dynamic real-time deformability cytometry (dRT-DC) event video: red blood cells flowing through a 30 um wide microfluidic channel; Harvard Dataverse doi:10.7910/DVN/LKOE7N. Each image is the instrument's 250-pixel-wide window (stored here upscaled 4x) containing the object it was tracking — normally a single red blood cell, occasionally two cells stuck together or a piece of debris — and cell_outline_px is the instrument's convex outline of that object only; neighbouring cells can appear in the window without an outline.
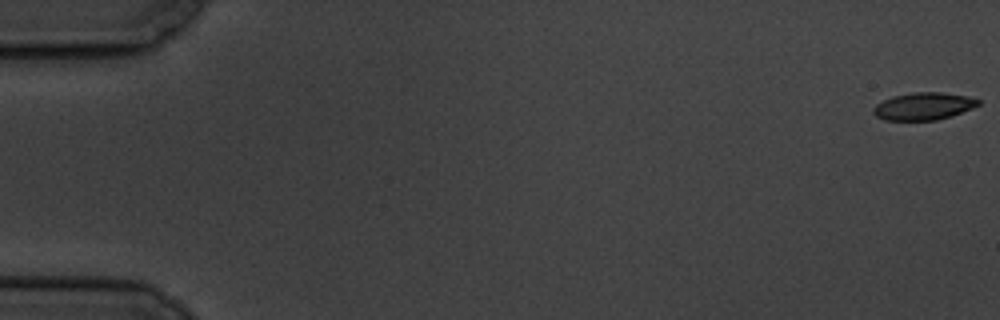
{"species": "common noctule bat (a hibernating species)", "species_latin": "Nyctalus noctula", "temperature_condition": "cold", "stored_images_in_passage": 59, "camera_frame_rate_fps": 3000, "um_per_image_px": 0.085, "animal": {"sex": "male", "body_mass_g": 19.5, "forearm_length_mm": 54.6}, "frame": {"image": 1, "passage_image": 1, "time_ms": 0.0, "image_size_px": [1000, 320], "cell_outline_px": [[980, 104], [972, 108], [952, 116], [936, 120], [884, 120], [876, 116], [872, 112], [872, 108], [876, 104], [892, 96], [912, 92], [940, 92], [968, 96], [980, 100]], "centroid_in_image_um": [78.49, 9.03], "position_along_channel_um": 6.5, "area_um2": 16.82}}
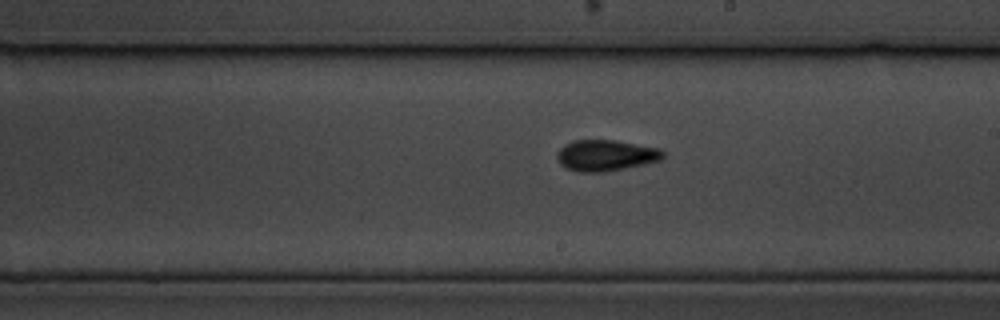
{"frame": {"image": 2, "passage_image": 34, "time_ms": 11.0, "image_size_px": [1000, 320], "cell_outline_px": [[664, 160], [604, 172], [580, 172], [568, 168], [560, 164], [556, 156], [560, 148], [564, 144], [576, 140], [616, 140], [660, 148], [664, 152]], "centroid_in_image_um": [51.52, 13.2], "position_along_channel_um": 237.5, "area_um2": 19.25}}
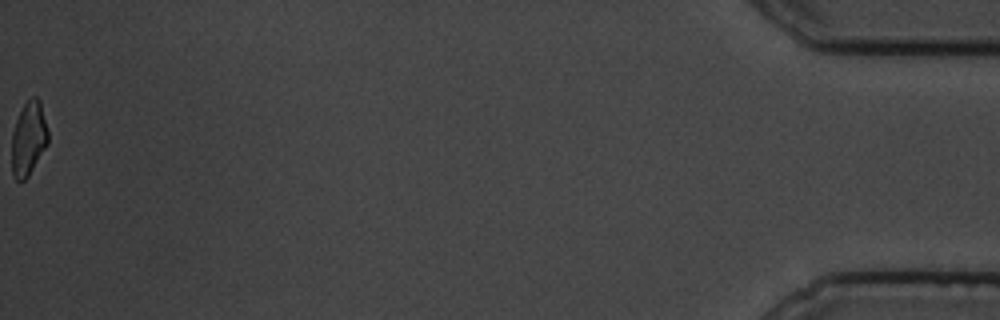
{"frame": {"image": 3, "passage_image": 59, "time_ms": 19.333, "image_size_px": [1000, 320], "cell_outline_px": [[48, 144], [28, 176], [20, 184], [12, 176], [12, 132], [16, 120], [24, 104], [32, 96], [36, 96], [40, 100], [48, 132]], "centroid_in_image_um": [2.42, 11.81], "position_along_channel_um": 432.8, "area_um2": 15.72}, "authors_computed_cell_mechanics": {"area_um2": 17.6868, "velocity_mm_per_s": 3.4974, "shape_relaxation_time_tau1_ms": 3.5486, "shape_relaxation_time_tau2_ms": 3.2834, "deformation_change_tau1": 0.1218, "deformation_change_tau2": 0.1024}}